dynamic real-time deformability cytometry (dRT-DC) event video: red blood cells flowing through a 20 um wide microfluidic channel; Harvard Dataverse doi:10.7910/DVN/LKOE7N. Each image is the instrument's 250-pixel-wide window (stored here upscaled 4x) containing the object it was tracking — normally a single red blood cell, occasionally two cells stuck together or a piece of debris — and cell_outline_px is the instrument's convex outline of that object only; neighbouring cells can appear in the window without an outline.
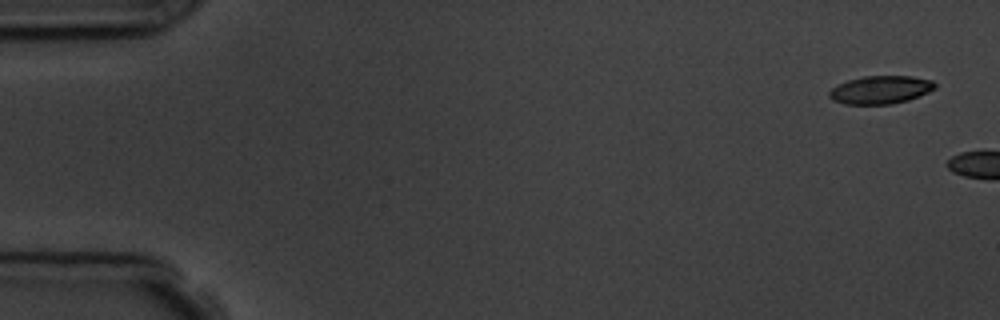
{"species": "common noctule bat (a hibernating species)", "species_latin": "Nyctalus noctula", "temperature_condition": "room temperature", "stored_images_in_passage": 2, "camera_frame_rate_fps": 3000, "um_per_image_px": 0.085, "animal": {"sex": "male", "body_mass_g": 19.5, "forearm_length_mm": 54.6}, "frame": {"image": 1, "passage_image": 1, "time_ms": 0.0, "image_size_px": [1000, 320], "cell_outline_px": [[936, 88], [928, 92], [908, 100], [892, 104], [844, 104], [832, 100], [828, 96], [828, 92], [832, 88], [848, 80], [864, 76], [912, 76], [932, 80], [936, 84]], "centroid_in_image_um": [74.84, 7.63], "position_along_channel_um": 10.2, "area_um2": 17.28}}